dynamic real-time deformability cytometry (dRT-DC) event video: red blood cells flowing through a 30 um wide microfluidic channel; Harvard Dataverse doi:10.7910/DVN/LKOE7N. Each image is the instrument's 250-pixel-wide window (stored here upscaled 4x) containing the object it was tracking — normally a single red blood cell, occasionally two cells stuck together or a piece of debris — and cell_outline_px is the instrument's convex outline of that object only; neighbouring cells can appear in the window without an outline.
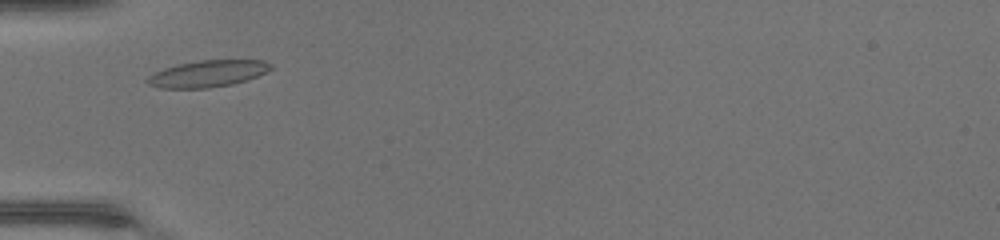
{"species": "common noctule bat (a hibernating species)", "species_latin": "Nyctalus noctula", "temperature_condition": "warm", "stored_images_in_passage": 31, "camera_frame_rate_fps": 3000, "um_per_image_px": 0.085, "animal": {"sex": "female", "body_mass_g": 17.0, "forearm_length_mm": 48.0}, "frame": {"image": 1, "passage_image": 4, "time_ms": 1.0, "image_size_px": [1000, 240], "cell_outline_px": [[272, 68], [268, 72], [232, 84], [208, 88], [160, 88], [148, 84], [144, 80], [152, 72], [176, 64], [200, 60], [264, 60], [272, 64]], "centroid_in_image_um": [17.61, 6.25], "position_along_channel_um": 67.4, "area_um2": 19.31}}
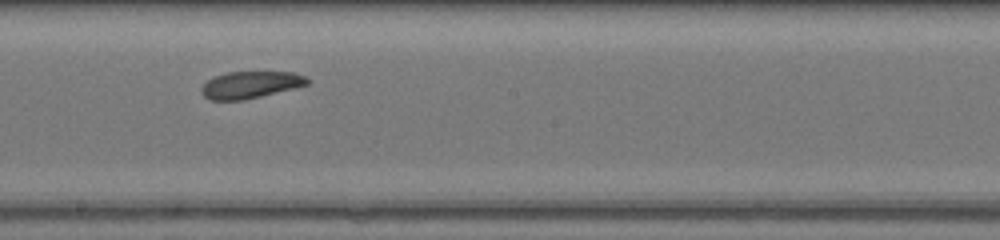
{"frame": {"image": 2, "passage_image": 15, "time_ms": 4.667, "image_size_px": [1000, 240], "cell_outline_px": [[308, 84], [296, 88], [244, 100], [208, 100], [200, 92], [200, 88], [208, 80], [216, 76], [228, 72], [292, 72], [304, 76], [308, 80]], "centroid_in_image_um": [21.26, 7.22], "position_along_channel_um": 226.9, "area_um2": 16.59}}
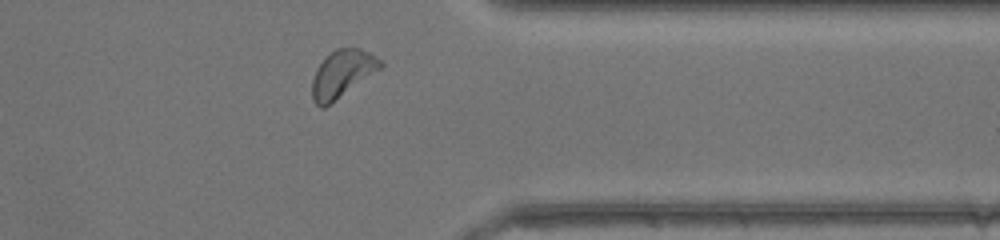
{"frame": {"image": 3, "passage_image": 26, "time_ms": 8.333, "image_size_px": [1000, 240], "cell_outline_px": [[384, 64], [380, 68], [324, 108], [320, 108], [312, 100], [312, 80], [316, 68], [336, 48], [360, 48], [376, 56]], "centroid_in_image_um": [29.06, 6.27], "position_along_channel_um": 382.3, "area_um2": 18.32}, "authors_computed_cell_mechanics": {"area_um2": 17.5712, "velocity_mm_per_s": 4.3966, "shape_relaxation_time_tau1_ms": 3.4617, "shape_relaxation_time_tau2_ms": 2.5942, "deformation_change_tau1": 0.0951, "deformation_change_tau2": 0.1079}}